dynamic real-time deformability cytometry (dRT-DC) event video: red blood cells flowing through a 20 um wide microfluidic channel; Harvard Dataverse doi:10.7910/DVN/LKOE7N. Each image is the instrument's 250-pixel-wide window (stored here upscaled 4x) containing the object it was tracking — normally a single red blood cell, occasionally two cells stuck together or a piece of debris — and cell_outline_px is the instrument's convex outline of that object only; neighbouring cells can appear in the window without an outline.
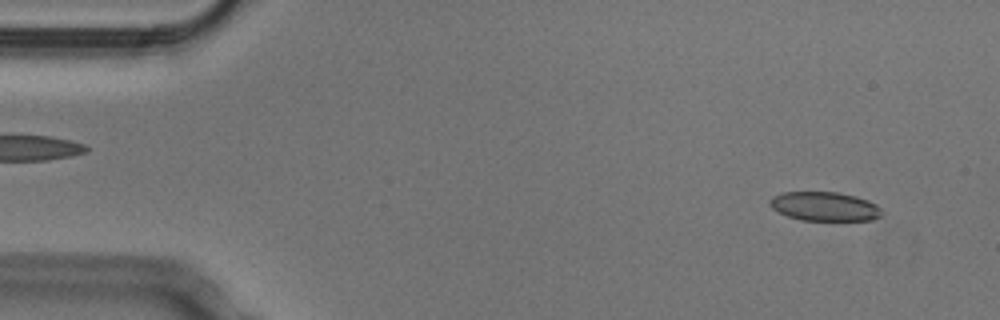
{"species": "Egyptian fruit bat (a non-hibernating species)", "species_latin": "Rousettus aegyptiacus", "temperature_condition": "cold", "stored_images_in_passage": 51, "camera_frame_rate_fps": 3000, "um_per_image_px": 0.085, "animal": {"sex": "male"}, "frame": {"image": 1, "passage_image": 3, "time_ms": 0.667, "image_size_px": [1000, 320], "cell_outline_px": [[884, 212], [880, 216], [872, 220], [800, 220], [788, 216], [772, 208], [768, 204], [768, 200], [772, 196], [780, 192], [836, 192], [856, 196], [868, 200], [876, 204]], "centroid_in_image_um": [70.07, 17.54], "position_along_channel_um": 14.9, "area_um2": 19.07}}
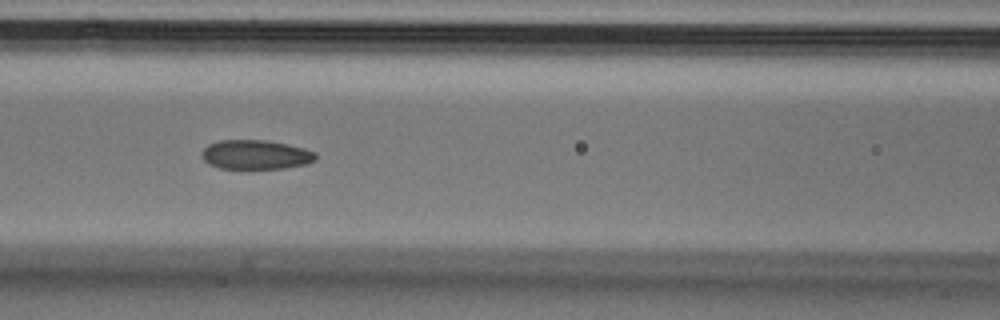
{"frame": {"image": 2, "passage_image": 21, "time_ms": 6.667, "image_size_px": [1000, 320], "cell_outline_px": [[316, 160], [304, 164], [284, 168], [220, 168], [208, 164], [204, 160], [200, 152], [208, 144], [220, 140], [268, 140], [288, 144], [304, 148], [316, 152]], "centroid_in_image_um": [21.72, 13.13], "position_along_channel_um": 144.9, "area_um2": 19.48}}
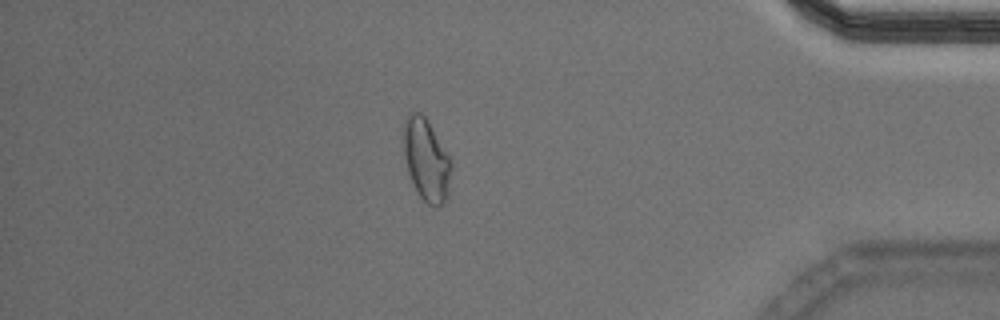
{"frame": {"image": 3, "passage_image": 44, "time_ms": 14.333, "image_size_px": [1000, 320], "cell_outline_px": [[452, 168], [444, 204], [436, 208], [428, 204], [420, 196], [408, 172], [400, 140], [400, 132], [404, 120], [408, 112], [420, 112], [428, 120], [452, 160]], "centroid_in_image_um": [36.19, 13.51], "position_along_channel_um": 399.0, "area_um2": 23.41}, "authors_computed_cell_mechanics": {"area_um2": 20.1144, "velocity_mm_per_s": 3.7898, "shape_relaxation_time_tau1_ms": null, "shape_relaxation_time_tau2_ms": 2.3567, "deformation_change_tau1": null, "deformation_change_tau2": 0.0672}}